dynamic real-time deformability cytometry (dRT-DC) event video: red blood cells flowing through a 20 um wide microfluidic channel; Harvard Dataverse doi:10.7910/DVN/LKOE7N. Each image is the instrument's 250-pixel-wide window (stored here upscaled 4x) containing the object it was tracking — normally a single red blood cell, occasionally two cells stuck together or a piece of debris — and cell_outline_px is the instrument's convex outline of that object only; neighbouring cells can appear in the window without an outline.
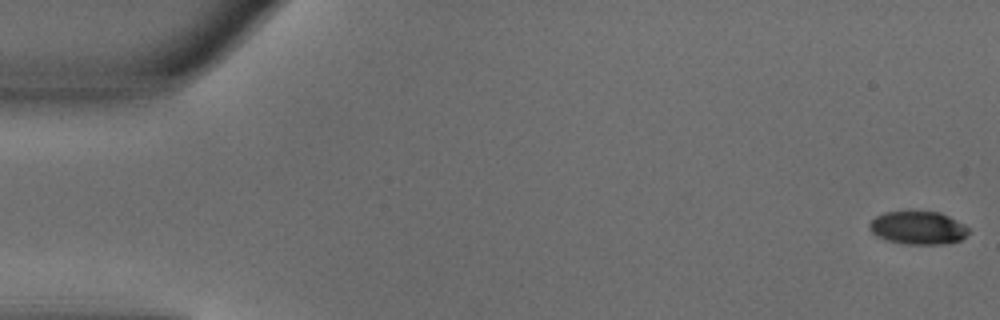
{"species": "common noctule bat (a hibernating species)", "species_latin": "Nyctalus noctula", "temperature_condition": "warm", "stored_images_in_passage": 5, "camera_frame_rate_fps": 3000, "um_per_image_px": 0.085, "animal": {"sex": "male", "body_mass_g": 18.8}, "frame": {"image": 1, "passage_image": 1, "time_ms": 0.0, "image_size_px": [1000, 320], "cell_outline_px": [[968, 232], [960, 240], [948, 244], [904, 244], [884, 240], [876, 236], [868, 228], [868, 224], [876, 216], [884, 212], [940, 212], [964, 224], [968, 228]], "centroid_in_image_um": [78.0, 19.38], "position_along_channel_um": 7.0, "area_um2": 19.13}}